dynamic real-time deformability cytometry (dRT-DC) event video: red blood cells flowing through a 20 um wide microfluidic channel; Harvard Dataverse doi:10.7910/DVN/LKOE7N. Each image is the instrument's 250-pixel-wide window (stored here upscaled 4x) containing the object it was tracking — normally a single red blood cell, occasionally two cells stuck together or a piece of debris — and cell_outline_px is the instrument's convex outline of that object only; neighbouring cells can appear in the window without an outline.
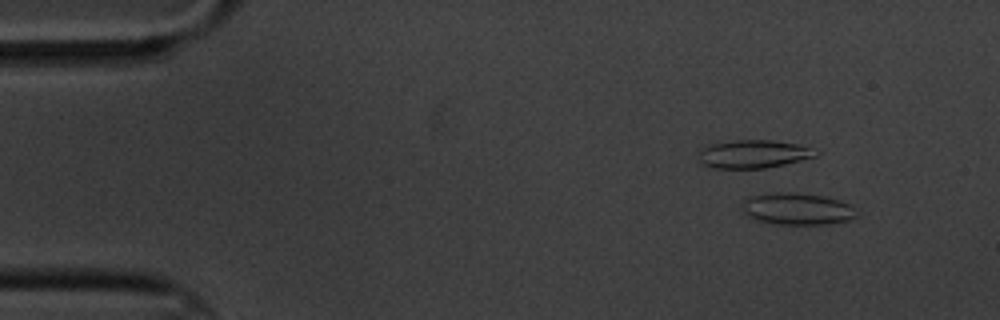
{"species": "common noctule bat (a hibernating species)", "species_latin": "Nyctalus noctula", "temperature_condition": "cold", "stored_images_in_passage": 5, "camera_frame_rate_fps": 3000, "um_per_image_px": 0.085, "animal": {"sex": "male", "body_mass_g": 20.1, "forearm_length_mm": 53.5}, "frame": {"image": 1, "passage_image": 2, "time_ms": 1.333, "image_size_px": [1000, 320], "cell_outline_px": [[860, 216], [848, 220], [828, 224], [776, 224], [756, 220], [748, 216], [744, 212], [740, 204], [744, 200], [752, 196], [772, 192], [796, 192], [824, 196], [848, 204]], "centroid_in_image_um": [67.73, 17.75], "position_along_channel_um": 17.3, "area_um2": 21.27}}